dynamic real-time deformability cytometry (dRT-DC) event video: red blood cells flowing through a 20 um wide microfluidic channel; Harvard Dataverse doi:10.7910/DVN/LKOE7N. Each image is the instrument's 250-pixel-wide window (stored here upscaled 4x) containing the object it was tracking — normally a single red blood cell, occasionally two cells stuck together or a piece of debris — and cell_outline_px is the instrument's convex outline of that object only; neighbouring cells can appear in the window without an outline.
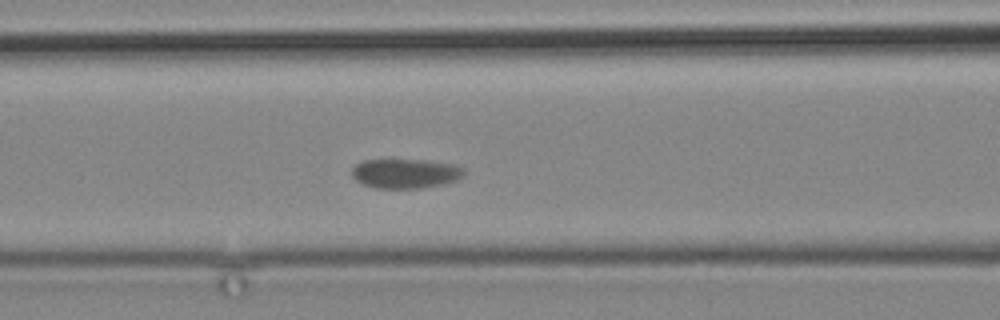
{"species": "common noctule bat (a hibernating species)", "species_latin": "Nyctalus noctula", "temperature_condition": "cold", "stored_images_in_passage": 4, "camera_frame_rate_fps": 3000, "um_per_image_px": 0.085, "animal": {"sex": "male", "body_mass_g": 19.2, "forearm_length_mm": 51.8}, "frame": {"image": 1, "passage_image": 4, "time_ms": 6.0, "image_size_px": [1000, 320], "cell_outline_px": [[464, 176], [456, 180], [440, 184], [420, 188], [376, 188], [364, 184], [356, 180], [352, 176], [352, 168], [356, 164], [364, 160], [424, 160], [456, 164], [464, 168]], "centroid_in_image_um": [34.47, 14.74], "position_along_channel_um": 132.1, "area_um2": 19.19}}